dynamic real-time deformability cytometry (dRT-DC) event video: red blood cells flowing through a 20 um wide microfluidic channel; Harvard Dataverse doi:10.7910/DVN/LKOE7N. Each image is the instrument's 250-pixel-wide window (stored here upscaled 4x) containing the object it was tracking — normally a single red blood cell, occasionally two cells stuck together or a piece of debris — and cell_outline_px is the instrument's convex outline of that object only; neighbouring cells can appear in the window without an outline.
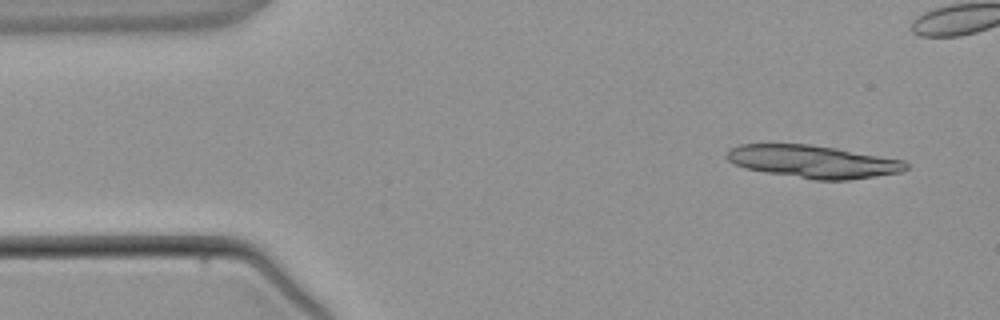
{"species": "common noctule bat (a hibernating species)", "species_latin": "Nyctalus noctula", "temperature_condition": "warm", "stored_images_in_passage": 4, "camera_frame_rate_fps": 3000, "um_per_image_px": 0.085, "animal": {"sex": "male", "body_mass_g": 21.5, "forearm_length_mm": 52.0}, "frame": {"image": 1, "passage_image": 1, "time_ms": 0.0, "image_size_px": [1000, 320], "cell_outline_px": [[908, 168], [900, 172], [848, 180], [812, 180], [764, 172], [744, 168], [728, 160], [724, 156], [728, 148], [740, 144], [808, 144], [836, 148], [904, 160], [908, 164]], "centroid_in_image_um": [69.07, 13.73], "position_along_channel_um": 15.9, "area_um2": 34.22}}
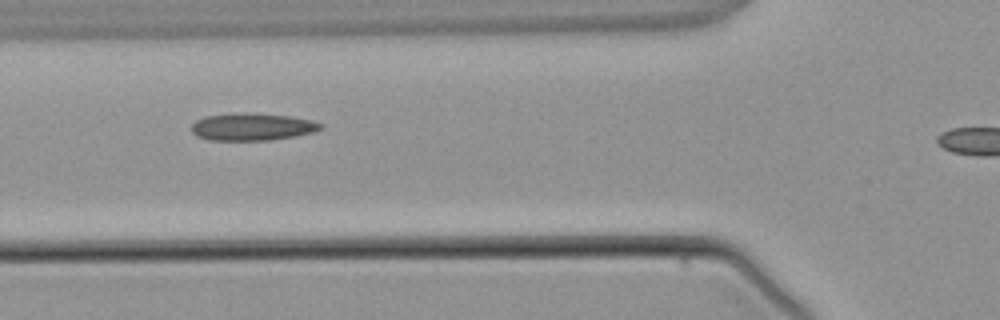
{"frame": {"image": 2, "passage_image": 4, "time_ms": 5.333, "image_size_px": [1000, 320], "cell_outline_px": [[324, 128], [312, 132], [292, 136], [268, 140], [208, 140], [196, 136], [192, 132], [192, 124], [196, 120], [204, 116], [244, 112], [288, 116], [312, 120], [324, 124]], "centroid_in_image_um": [21.42, 10.77], "position_along_channel_um": 104.4, "area_um2": 20.52}}